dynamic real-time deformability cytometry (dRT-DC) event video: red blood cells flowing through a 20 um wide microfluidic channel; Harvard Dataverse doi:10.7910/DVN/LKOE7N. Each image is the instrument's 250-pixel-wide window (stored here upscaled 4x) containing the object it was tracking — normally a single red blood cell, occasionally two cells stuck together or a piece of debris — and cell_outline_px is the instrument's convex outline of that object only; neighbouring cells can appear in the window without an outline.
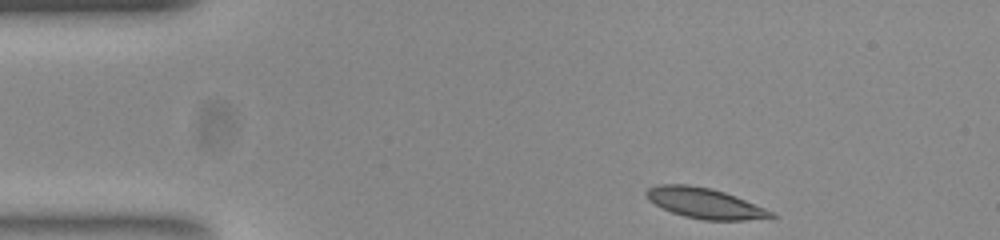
{"species": "common noctule bat (a hibernating species)", "species_latin": "Nyctalus noctula", "temperature_condition": "room temperature", "stored_images_in_passage": 46, "camera_frame_rate_fps": 3000, "um_per_image_px": 0.085, "animal": {"sex": "female", "body_mass_g": 23.0, "forearm_length_mm": 53.4}, "frame": {"image": 1, "passage_image": 1, "time_ms": 0.0, "image_size_px": [1000, 240], "cell_outline_px": [[776, 216], [744, 220], [704, 220], [684, 216], [672, 212], [648, 200], [644, 192], [648, 188], [660, 184], [688, 184], [712, 188], [724, 192], [764, 208], [772, 212]], "centroid_in_image_um": [59.84, 17.26], "position_along_channel_um": 25.2, "area_um2": 21.73}}
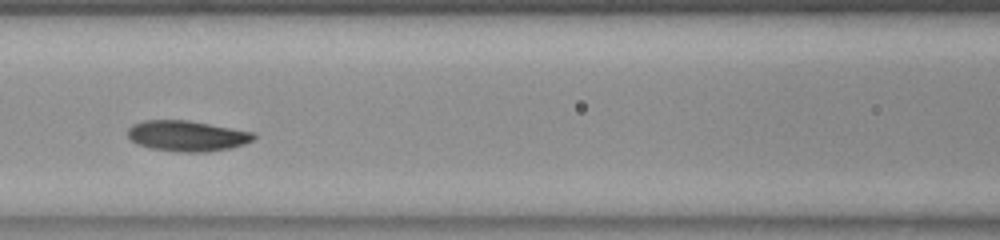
{"frame": {"image": 2, "passage_image": 16, "time_ms": 5.0, "image_size_px": [1000, 240], "cell_outline_px": [[256, 136], [252, 140], [244, 144], [228, 148], [204, 152], [176, 152], [152, 148], [140, 144], [132, 140], [128, 136], [128, 128], [132, 124], [144, 120], [188, 120], [252, 132]], "centroid_in_image_um": [15.87, 11.54], "position_along_channel_um": 150.7, "area_um2": 22.2}}
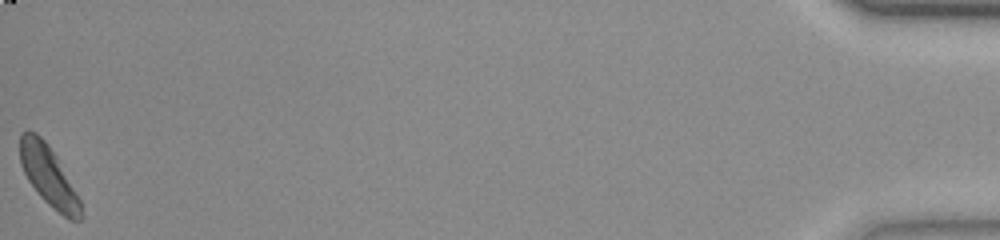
{"frame": {"image": 3, "passage_image": 46, "time_ms": 15.0, "image_size_px": [1000, 240], "cell_outline_px": [[84, 216], [80, 220], [68, 220], [48, 204], [40, 196], [28, 180], [20, 164], [20, 132], [36, 132], [44, 140], [52, 152], [80, 200]], "centroid_in_image_um": [4.12, 15.0], "position_along_channel_um": 431.1, "area_um2": 20.63}, "authors_computed_cell_mechanics": {"area_um2": 21.7039, "velocity_mm_per_s": 3.8455, "shape_relaxation_time_tau1_ms": 2.278, "shape_relaxation_time_tau2_ms": 9.4759, "deformation_change_tau1": 0.0909, "deformation_change_tau2": 0.1639}}